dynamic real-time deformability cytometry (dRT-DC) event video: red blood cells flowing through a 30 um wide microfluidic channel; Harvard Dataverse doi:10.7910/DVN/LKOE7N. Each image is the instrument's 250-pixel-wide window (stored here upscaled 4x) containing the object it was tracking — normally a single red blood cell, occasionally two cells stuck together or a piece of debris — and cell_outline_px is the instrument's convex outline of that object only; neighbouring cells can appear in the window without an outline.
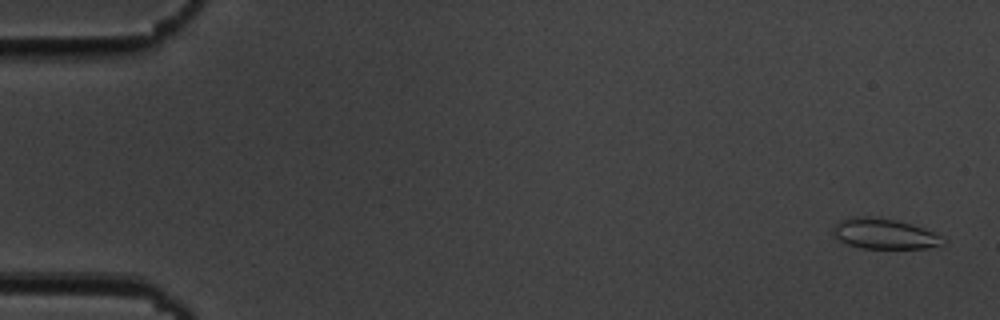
{"species": "common noctule bat (a hibernating species)", "species_latin": "Nyctalus noctula", "temperature_condition": "cold", "stored_images_in_passage": 14, "camera_frame_rate_fps": 3000, "um_per_image_px": 0.085, "animal": {"sex": "male", "body_mass_g": 19.5, "forearm_length_mm": 54.6}, "frame": {"image": 1, "passage_image": 2, "time_ms": 0.333, "image_size_px": [1000, 320], "cell_outline_px": [[944, 244], [924, 248], [860, 248], [848, 244], [832, 236], [832, 228], [840, 220], [852, 216], [868, 216], [896, 220], [912, 224], [924, 228], [940, 236]], "centroid_in_image_um": [75.09, 19.86], "position_along_channel_um": 9.9, "area_um2": 19.36}}